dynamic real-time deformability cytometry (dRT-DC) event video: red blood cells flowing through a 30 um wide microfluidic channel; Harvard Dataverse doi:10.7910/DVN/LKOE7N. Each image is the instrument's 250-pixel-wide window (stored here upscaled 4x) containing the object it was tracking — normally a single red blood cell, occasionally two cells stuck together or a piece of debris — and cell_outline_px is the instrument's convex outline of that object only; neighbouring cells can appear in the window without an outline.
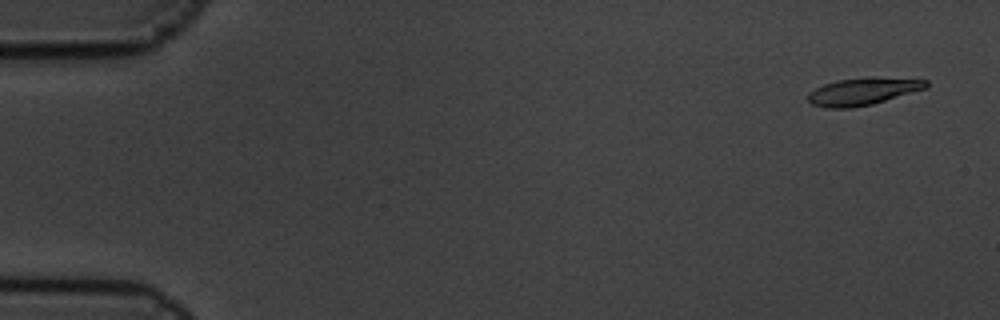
{"species": "common noctule bat (a hibernating species)", "species_latin": "Nyctalus noctula", "temperature_condition": "cold", "stored_images_in_passage": 10, "camera_frame_rate_fps": 3000, "um_per_image_px": 0.085, "animal": {"sex": "male", "body_mass_g": 19.5, "forearm_length_mm": 54.6}, "frame": {"image": 1, "passage_image": 1, "time_ms": 0.0, "image_size_px": [1000, 320], "cell_outline_px": [[928, 88], [872, 104], [852, 108], [824, 108], [812, 104], [808, 100], [808, 92], [824, 84], [836, 80], [872, 76], [876, 76], [928, 80]], "centroid_in_image_um": [73.36, 7.76], "position_along_channel_um": 11.6, "area_um2": 19.07}}
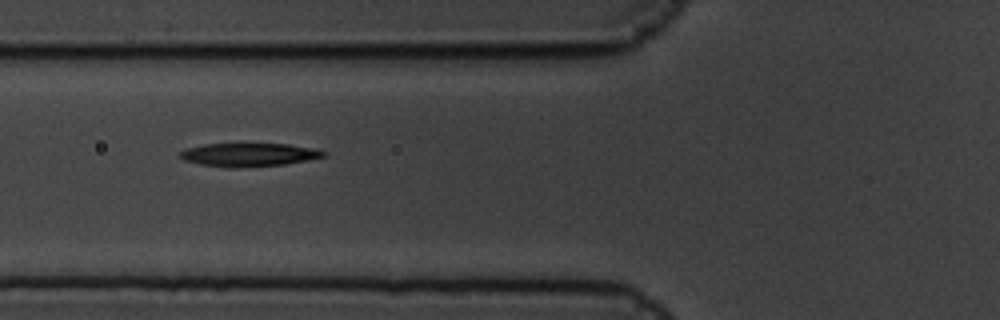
{"frame": {"image": 2, "passage_image": 6, "time_ms": 1.667, "image_size_px": [1000, 320], "cell_outline_px": [[328, 152], [324, 156], [308, 160], [284, 164], [240, 168], [232, 168], [200, 164], [184, 160], [180, 156], [180, 152], [184, 148], [204, 144], [288, 144], [312, 148]], "centroid_in_image_um": [21.13, 13.15], "position_along_channel_um": 104.7, "area_um2": 19.48}}
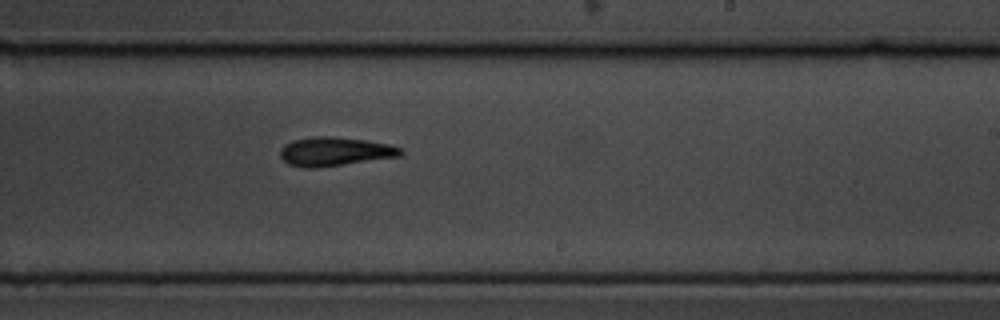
{"frame": {"image": 3, "passage_image": 10, "time_ms": 3.0, "image_size_px": [1000, 320], "cell_outline_px": [[404, 152], [400, 156], [320, 168], [304, 168], [288, 164], [280, 156], [280, 148], [284, 144], [292, 140], [316, 136], [332, 136], [364, 140], [388, 144], [400, 148]], "centroid_in_image_um": [28.42, 12.89], "position_along_channel_um": 260.6, "area_um2": 20.35}}